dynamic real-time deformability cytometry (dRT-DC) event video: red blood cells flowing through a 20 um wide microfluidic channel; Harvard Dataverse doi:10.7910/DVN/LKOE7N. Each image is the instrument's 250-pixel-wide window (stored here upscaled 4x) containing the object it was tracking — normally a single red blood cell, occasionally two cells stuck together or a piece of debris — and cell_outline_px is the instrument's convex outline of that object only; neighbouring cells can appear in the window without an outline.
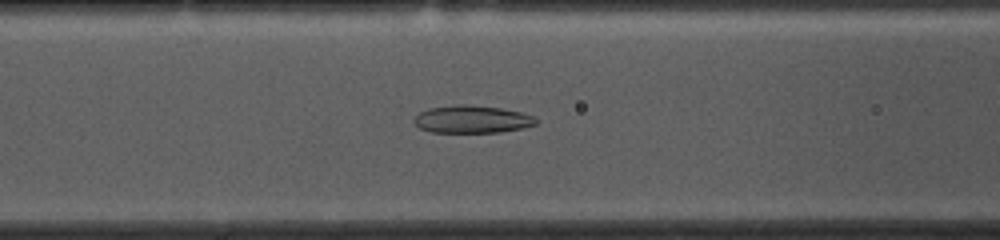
{"species": "common noctule bat (a hibernating species)", "species_latin": "Nyctalus noctula", "temperature_condition": "cold", "stored_images_in_passage": 53, "camera_frame_rate_fps": 3000, "um_per_image_px": 0.085, "animal": {"sex": "female", "body_mass_g": 10.0, "forearm_length_mm": 53.1}, "frame": {"image": 1, "passage_image": 20, "time_ms": 6.333, "image_size_px": [1000, 240], "cell_outline_px": [[536, 124], [520, 128], [500, 132], [432, 132], [420, 128], [412, 120], [420, 112], [428, 108], [460, 104], [464, 104], [500, 108], [520, 112], [532, 116], [536, 120]], "centroid_in_image_um": [40.08, 10.13], "position_along_channel_um": 126.5, "area_um2": 19.31}}
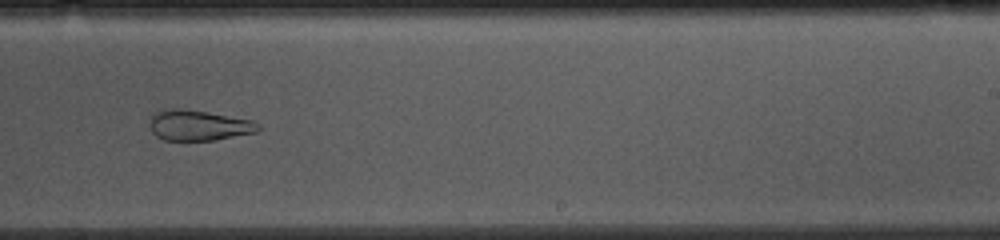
{"frame": {"image": 2, "passage_image": 32, "time_ms": 10.333, "image_size_px": [1000, 240], "cell_outline_px": [[260, 128], [256, 132], [212, 140], [164, 140], [156, 136], [152, 132], [152, 116], [156, 112], [172, 108], [184, 108], [252, 120], [260, 124]], "centroid_in_image_um": [16.9, 10.65], "position_along_channel_um": 272.1, "area_um2": 18.96}}
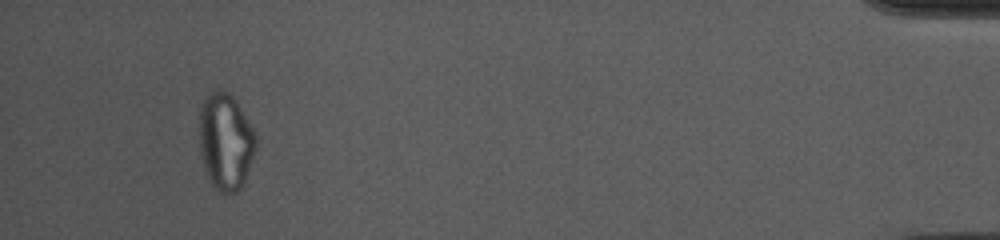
{"frame": {"image": 3, "passage_image": 50, "time_ms": 16.333, "image_size_px": [1000, 240], "cell_outline_px": [[256, 148], [244, 184], [236, 192], [224, 196], [212, 184], [204, 168], [200, 152], [200, 108], [204, 100], [216, 88], [228, 92], [236, 100], [256, 132]], "centroid_in_image_um": [19.2, 12.05], "position_along_channel_um": 416.0, "area_um2": 32.08}, "authors_computed_cell_mechanics": {"area_um2": 23.8136, "velocity_mm_per_s": 3.6455, "shape_relaxation_time_tau1_ms": null, "shape_relaxation_time_tau2_ms": 2.8969, "deformation_change_tau1": null, "deformation_change_tau2": 0.1089}}